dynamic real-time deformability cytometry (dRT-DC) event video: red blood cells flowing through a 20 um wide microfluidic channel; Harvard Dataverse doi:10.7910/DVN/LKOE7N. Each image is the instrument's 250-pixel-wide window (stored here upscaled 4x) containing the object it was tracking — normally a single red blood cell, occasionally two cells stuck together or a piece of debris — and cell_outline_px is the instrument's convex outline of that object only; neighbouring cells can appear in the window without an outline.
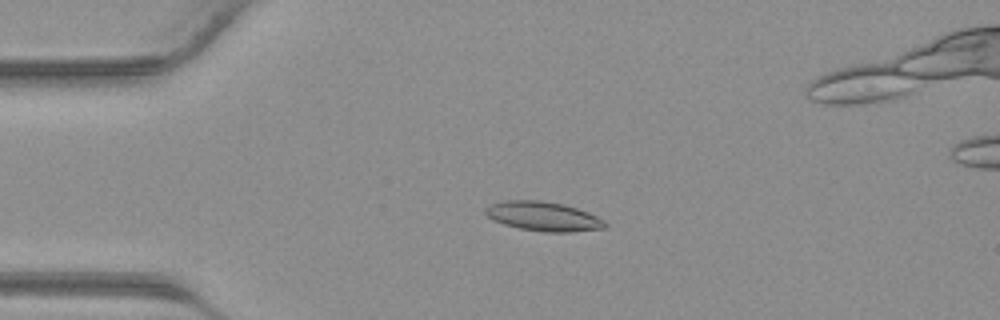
{"species": "common noctule bat (a hibernating species)", "species_latin": "Nyctalus noctula", "temperature_condition": "warm", "stored_images_in_passage": 42, "camera_frame_rate_fps": 3000, "um_per_image_px": 0.085, "animal": {"sex": "male", "body_mass_g": 23.1, "forearm_length_mm": 52.7}, "frame": {"image": 1, "passage_image": 9, "time_ms": 2.667, "image_size_px": [1000, 320], "cell_outline_px": [[608, 228], [568, 232], [544, 232], [520, 228], [504, 224], [492, 220], [484, 212], [484, 208], [488, 204], [504, 200], [540, 200], [564, 204], [588, 212], [604, 220], [608, 224]], "centroid_in_image_um": [46.17, 18.38], "position_along_channel_um": 38.8, "area_um2": 20.63}}
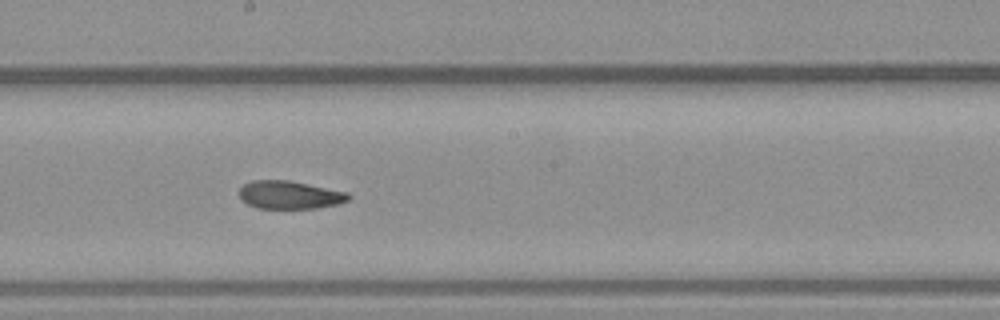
{"frame": {"image": 2, "passage_image": 22, "time_ms": 7.0, "image_size_px": [1000, 320], "cell_outline_px": [[352, 196], [348, 200], [336, 204], [316, 208], [256, 208], [248, 204], [236, 192], [244, 184], [252, 180], [288, 180], [348, 192]], "centroid_in_image_um": [24.6, 16.56], "position_along_channel_um": 223.6, "area_um2": 17.8}}
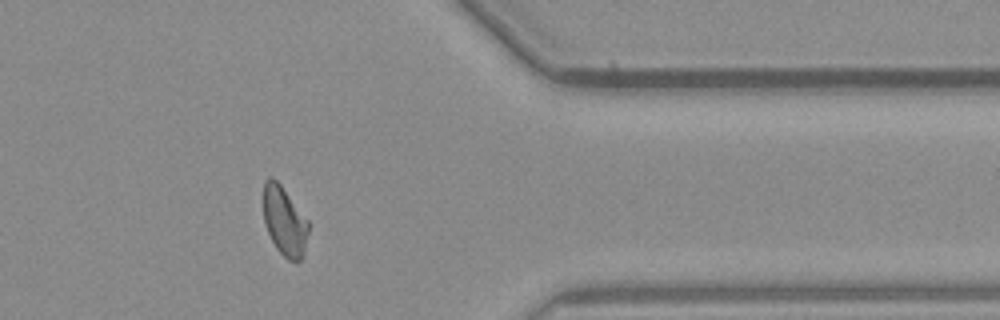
{"frame": {"image": 3, "passage_image": 33, "time_ms": 10.667, "image_size_px": [1000, 320], "cell_outline_px": [[308, 232], [304, 252], [300, 260], [296, 264], [288, 260], [276, 248], [264, 224], [264, 180], [268, 176], [272, 176], [280, 184], [308, 220]], "centroid_in_image_um": [24.18, 18.81], "position_along_channel_um": 387.2, "area_um2": 18.09}}